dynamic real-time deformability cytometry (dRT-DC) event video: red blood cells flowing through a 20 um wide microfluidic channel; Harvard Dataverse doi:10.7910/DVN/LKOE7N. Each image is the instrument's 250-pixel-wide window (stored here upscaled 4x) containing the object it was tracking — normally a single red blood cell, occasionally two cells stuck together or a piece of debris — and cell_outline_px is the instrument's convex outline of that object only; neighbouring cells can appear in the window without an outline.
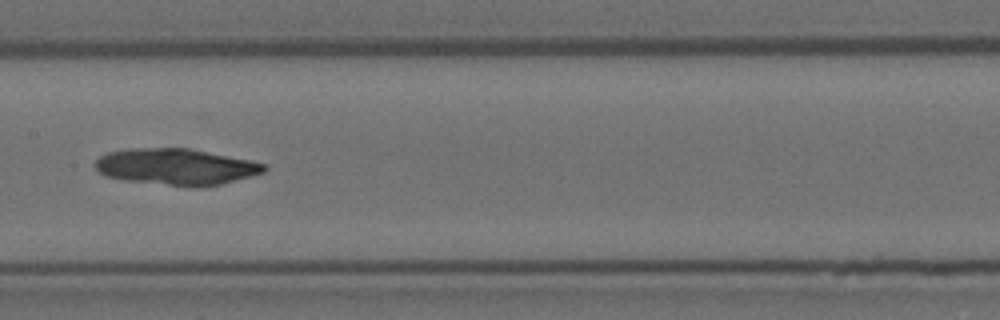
{"species": "Egyptian fruit bat (a non-hibernating species)", "species_latin": "Rousettus aegyptiacus", "temperature_condition": "room temperature", "stored_images_in_passage": 11, "segment_of_instrument_passage": [1, 3], "camera_frame_rate_fps": 3000, "um_per_image_px": 0.085, "animal": {"sex": "female"}, "frame": {"image": 1, "passage_image": 4, "time_ms": 1.0, "image_size_px": [1000, 320], "cell_outline_px": [[268, 168], [264, 172], [220, 184], [200, 188], [192, 188], [124, 180], [104, 176], [92, 164], [100, 156], [108, 152], [128, 148], [188, 148], [252, 160], [268, 164]], "centroid_in_image_um": [14.97, 14.18], "position_along_channel_um": 192.4, "area_um2": 36.18}}
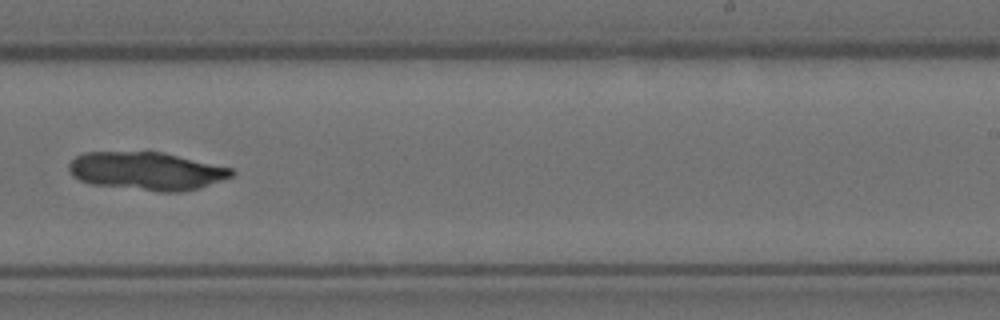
{"frame": {"image": 2, "passage_image": 6, "time_ms": 1.667, "image_size_px": [1000, 320], "cell_outline_px": [[236, 172], [232, 176], [200, 188], [180, 192], [160, 192], [92, 184], [80, 180], [72, 176], [68, 168], [68, 164], [76, 156], [84, 152], [164, 152], [232, 168]], "centroid_in_image_um": [12.47, 14.54], "position_along_channel_um": 276.5, "area_um2": 36.18}}
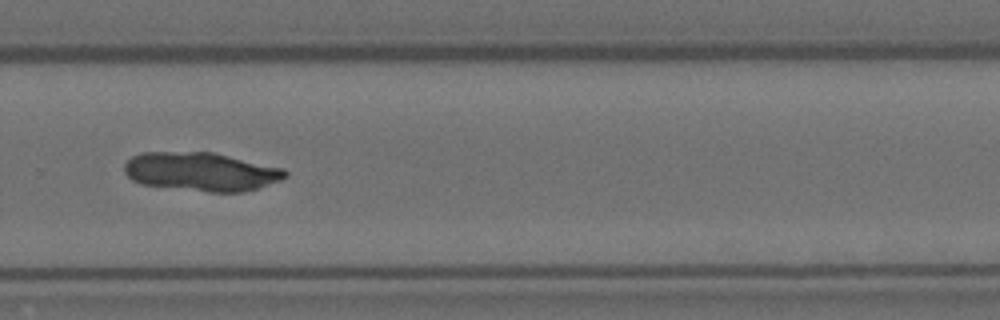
{"frame": {"image": 3, "passage_image": 7, "time_ms": 2.0, "image_size_px": [1000, 320], "cell_outline_px": [[288, 176], [280, 180], [244, 192], [208, 192], [140, 184], [132, 180], [124, 172], [124, 164], [132, 156], [140, 152], [212, 152], [284, 168], [288, 172]], "centroid_in_image_um": [17.08, 14.59], "position_along_channel_um": 312.7, "area_um2": 36.3}}